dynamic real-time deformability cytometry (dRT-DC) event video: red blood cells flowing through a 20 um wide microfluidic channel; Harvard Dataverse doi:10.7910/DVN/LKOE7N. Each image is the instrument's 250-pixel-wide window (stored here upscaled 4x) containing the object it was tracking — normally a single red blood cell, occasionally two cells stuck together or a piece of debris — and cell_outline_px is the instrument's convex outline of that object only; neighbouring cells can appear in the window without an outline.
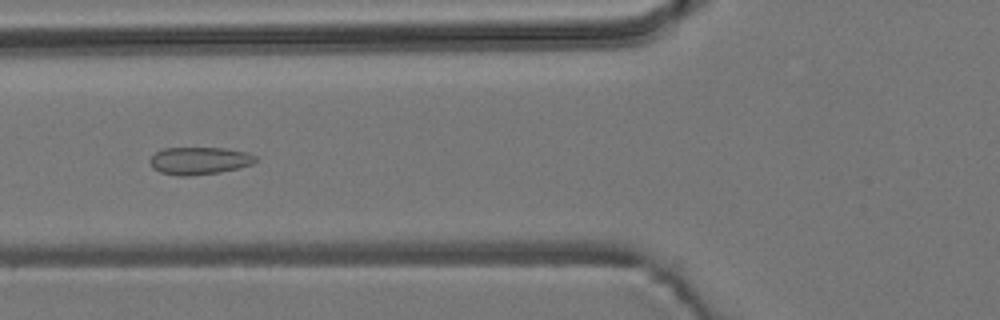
{"species": "common noctule bat (a hibernating species)", "species_latin": "Nyctalus noctula", "temperature_condition": "room temperature", "stored_images_in_passage": 9, "camera_frame_rate_fps": 3000, "um_per_image_px": 0.085, "animal": {"sex": "male", "body_mass_g": 19.2, "forearm_length_mm": 51.8}, "frame": {"image": 1, "passage_image": 6, "time_ms": 6.0, "image_size_px": [1000, 320], "cell_outline_px": [[256, 160], [252, 164], [240, 168], [220, 172], [188, 176], [180, 176], [160, 172], [152, 168], [148, 160], [160, 148], [224, 148], [248, 152], [256, 156]], "centroid_in_image_um": [16.93, 13.66], "position_along_channel_um": 108.9, "area_um2": 17.05}}
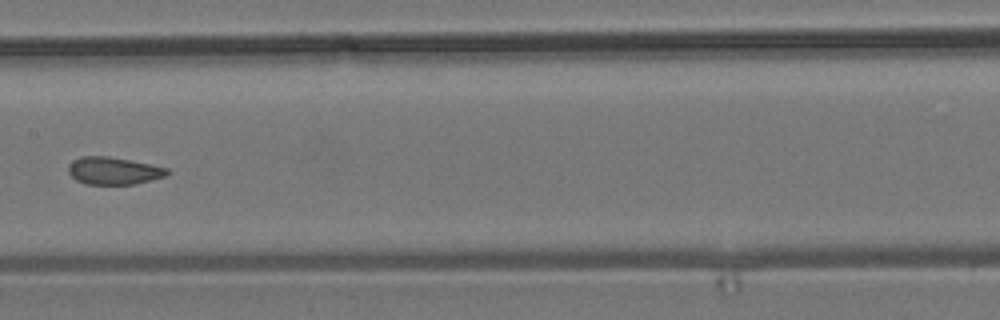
{"frame": {"image": 2, "passage_image": 8, "time_ms": 8.333, "image_size_px": [1000, 320], "cell_outline_px": [[168, 172], [164, 176], [132, 184], [84, 184], [76, 180], [68, 172], [68, 164], [72, 160], [80, 156], [108, 156], [152, 164], [168, 168]], "centroid_in_image_um": [9.59, 14.5], "position_along_channel_um": 197.8, "area_um2": 15.72}}
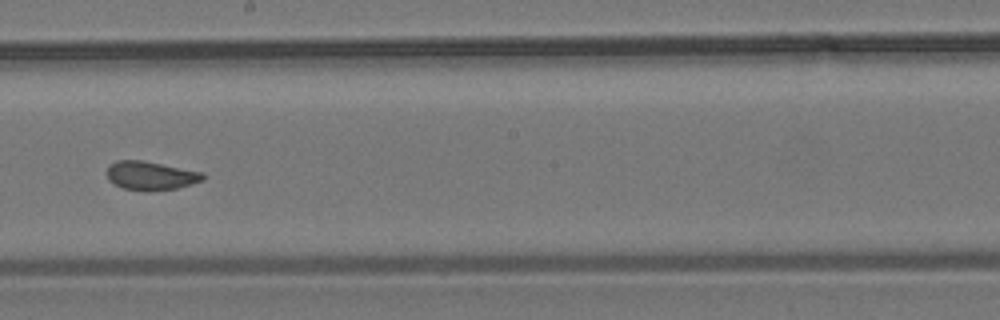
{"frame": {"image": 3, "passage_image": 9, "time_ms": 9.333, "image_size_px": [1000, 320], "cell_outline_px": [[204, 180], [176, 188], [124, 188], [108, 180], [108, 164], [116, 160], [140, 160], [204, 172]], "centroid_in_image_um": [12.81, 14.87], "position_along_channel_um": 235.4, "area_um2": 15.26}}